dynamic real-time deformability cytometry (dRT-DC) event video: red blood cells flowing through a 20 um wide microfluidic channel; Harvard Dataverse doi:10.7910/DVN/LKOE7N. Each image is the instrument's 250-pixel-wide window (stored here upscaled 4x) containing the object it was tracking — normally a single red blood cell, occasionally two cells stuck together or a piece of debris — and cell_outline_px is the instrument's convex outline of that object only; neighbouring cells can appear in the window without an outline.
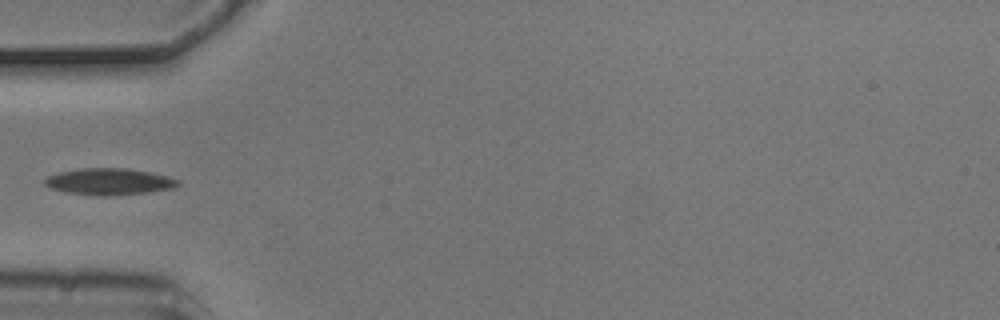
{"species": "common noctule bat (a hibernating species)", "species_latin": "Nyctalus noctula", "temperature_condition": "cold", "stored_images_in_passage": 3, "camera_frame_rate_fps": 3000, "um_per_image_px": 0.085, "animal": {"sex": "male", "body_mass_g": 20.5, "forearm_length_mm": 52.5}, "frame": {"image": 1, "passage_image": 3, "time_ms": 0.667, "image_size_px": [1000, 320], "cell_outline_px": [[180, 184], [172, 188], [148, 192], [112, 196], [96, 196], [64, 192], [48, 188], [44, 184], [44, 180], [48, 176], [60, 172], [80, 168], [128, 168], [168, 176], [180, 180]], "centroid_in_image_um": [9.25, 15.44], "position_along_channel_um": 75.7, "area_um2": 20.81}}